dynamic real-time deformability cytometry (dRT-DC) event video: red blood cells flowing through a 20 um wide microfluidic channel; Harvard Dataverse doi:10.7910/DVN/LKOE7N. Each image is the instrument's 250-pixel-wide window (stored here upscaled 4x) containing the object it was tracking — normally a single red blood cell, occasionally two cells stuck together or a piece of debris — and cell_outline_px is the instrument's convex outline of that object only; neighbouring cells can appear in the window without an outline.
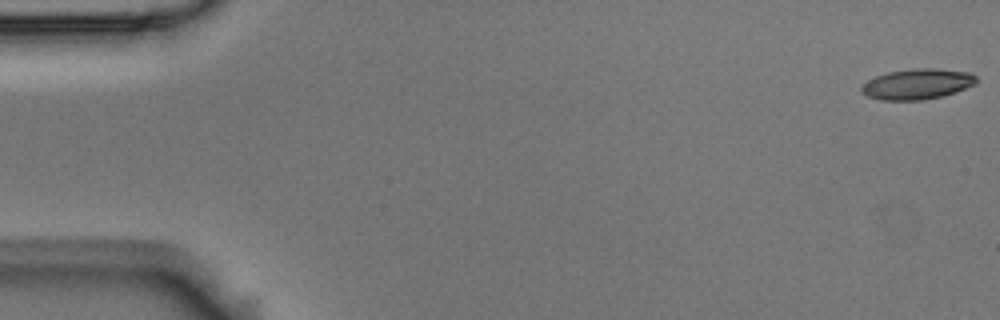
{"species": "Egyptian fruit bat (a non-hibernating species)", "species_latin": "Rousettus aegyptiacus", "temperature_condition": "room temperature", "stored_images_in_passage": 10, "camera_frame_rate_fps": 3000, "um_per_image_px": 0.085, "animal": {"sex": "male"}, "frame": {"image": 1, "passage_image": 1, "time_ms": 0.0, "image_size_px": [1000, 320], "cell_outline_px": [[980, 80], [976, 84], [944, 96], [920, 100], [880, 100], [868, 96], [860, 88], [868, 80], [876, 76], [888, 72], [912, 68], [940, 68], [972, 72]], "centroid_in_image_um": [78.04, 7.13], "position_along_channel_um": 7.0, "area_um2": 20.63}}
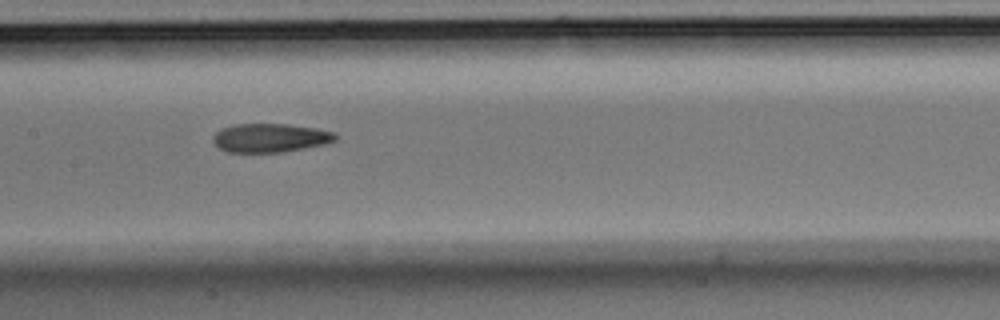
{"frame": {"image": 2, "passage_image": 7, "time_ms": 2.0, "image_size_px": [1000, 320], "cell_outline_px": [[336, 140], [324, 144], [284, 152], [228, 152], [220, 148], [212, 140], [212, 136], [220, 128], [236, 124], [288, 124], [316, 128], [336, 132]], "centroid_in_image_um": [22.96, 11.71], "position_along_channel_um": 184.4, "area_um2": 20.52}}
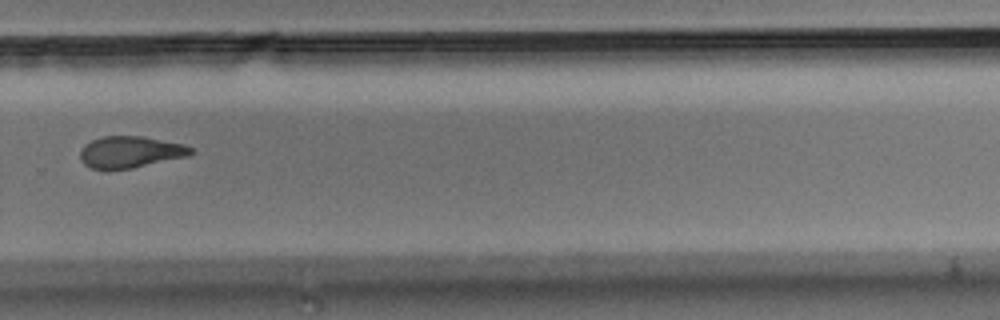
{"frame": {"image": 3, "passage_image": 10, "time_ms": 3.0, "image_size_px": [1000, 320], "cell_outline_px": [[196, 152], [188, 156], [132, 168], [92, 168], [84, 164], [80, 160], [80, 152], [84, 144], [92, 140], [104, 136], [144, 136], [184, 144], [192, 148]], "centroid_in_image_um": [11.1, 12.9], "position_along_channel_um": 318.7, "area_um2": 20.29}}